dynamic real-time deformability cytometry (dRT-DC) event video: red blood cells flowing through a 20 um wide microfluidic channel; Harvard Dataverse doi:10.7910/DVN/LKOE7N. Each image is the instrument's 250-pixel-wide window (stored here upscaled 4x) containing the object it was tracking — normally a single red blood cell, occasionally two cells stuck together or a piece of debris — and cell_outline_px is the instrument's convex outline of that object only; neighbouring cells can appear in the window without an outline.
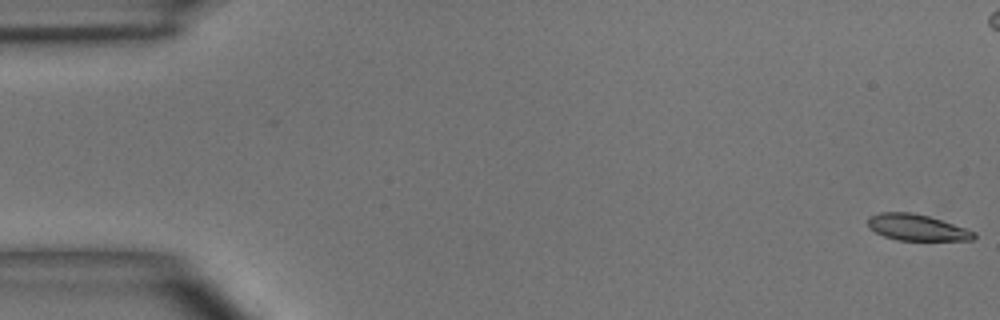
{"species": "common noctule bat (a hibernating species)", "species_latin": "Nyctalus noctula", "temperature_condition": "room temperature", "stored_images_in_passage": 6, "camera_frame_rate_fps": 3000, "um_per_image_px": 0.085, "animal": {"sex": "male", "body_mass_g": 15.6}, "frame": {"image": 1, "passage_image": 1, "time_ms": 0.0, "image_size_px": [1000, 320], "cell_outline_px": [[976, 236], [972, 240], [900, 240], [884, 236], [876, 232], [868, 224], [868, 216], [880, 212], [912, 212], [928, 216], [976, 232]], "centroid_in_image_um": [77.92, 19.33], "position_along_channel_um": 7.1, "area_um2": 15.95}}